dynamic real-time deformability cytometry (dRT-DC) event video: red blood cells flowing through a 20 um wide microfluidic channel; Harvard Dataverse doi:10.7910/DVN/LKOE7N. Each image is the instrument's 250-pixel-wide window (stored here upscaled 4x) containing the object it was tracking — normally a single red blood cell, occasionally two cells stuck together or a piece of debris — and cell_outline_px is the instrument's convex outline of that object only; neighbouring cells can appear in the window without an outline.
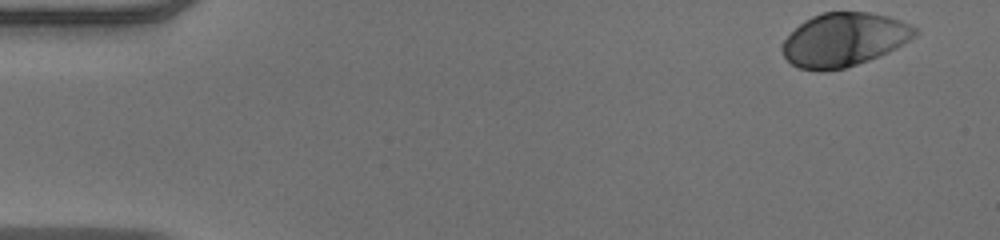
{"species": "human", "species_latin": "Homo sapiens", "temperature_condition": "warm", "stored_images_in_passage": 50, "camera_frame_rate_fps": 3000, "um_per_image_px": 0.085, "donor": {"sex": "male"}, "frame": {"image": 1, "passage_image": 1, "time_ms": 0.0, "image_size_px": [1000, 240], "cell_outline_px": [[920, 32], [916, 36], [896, 48], [888, 52], [868, 60], [844, 68], [800, 68], [792, 64], [784, 56], [780, 48], [780, 44], [804, 20], [820, 12], [868, 12], [888, 16], [900, 20], [916, 28]], "centroid_in_image_um": [71.76, 3.33], "position_along_channel_um": 13.2, "area_um2": 40.75}}
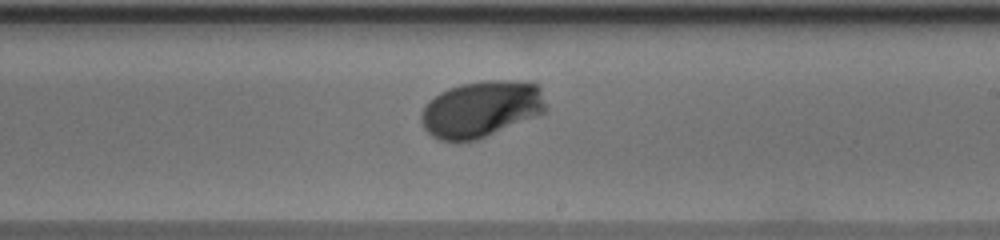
{"frame": {"image": 2, "passage_image": 29, "time_ms": 9.333, "image_size_px": [1000, 240], "cell_outline_px": [[548, 108], [540, 116], [488, 136], [476, 140], [456, 144], [440, 140], [432, 136], [424, 128], [420, 120], [420, 116], [428, 100], [440, 92], [448, 88], [460, 84], [484, 80], [528, 80], [540, 84]], "centroid_in_image_um": [40.95, 9.28], "position_along_channel_um": 248.0, "area_um2": 42.37}}
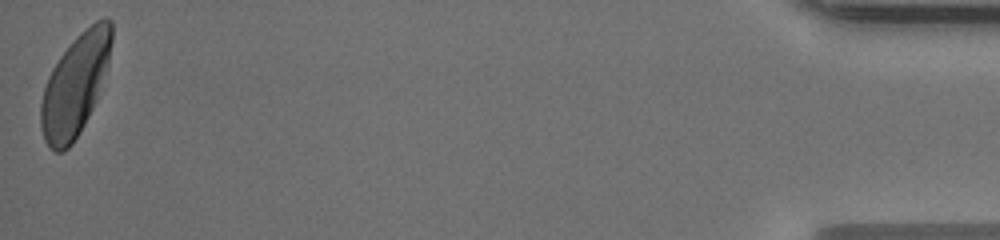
{"frame": {"image": 3, "passage_image": 50, "time_ms": 16.333, "image_size_px": [1000, 240], "cell_outline_px": [[112, 40], [108, 64], [96, 100], [80, 132], [72, 144], [64, 152], [56, 152], [44, 140], [40, 128], [40, 104], [44, 88], [48, 76], [52, 68], [60, 56], [72, 40], [80, 32], [96, 20], [112, 20]], "centroid_in_image_um": [6.37, 7.24], "position_along_channel_um": 428.8, "area_um2": 41.5}, "authors_computed_cell_mechanics": {"area_um2": 40.4022, "velocity_mm_per_s": 3.9111, "shape_relaxation_time_tau1_ms": 2.8849, "shape_relaxation_time_tau2_ms": null, "deformation_change_tau1": 0.1801, "deformation_change_tau2": null}}